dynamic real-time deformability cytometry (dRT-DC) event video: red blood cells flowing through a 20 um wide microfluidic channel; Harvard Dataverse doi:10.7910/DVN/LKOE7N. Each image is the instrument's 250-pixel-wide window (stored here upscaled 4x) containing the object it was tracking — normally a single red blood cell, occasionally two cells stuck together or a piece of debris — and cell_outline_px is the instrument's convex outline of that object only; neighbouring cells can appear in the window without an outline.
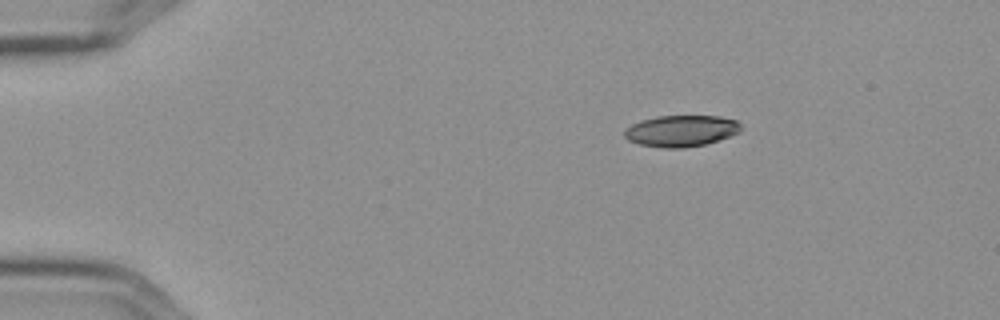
{"species": "Egyptian fruit bat (a non-hibernating species)", "species_latin": "Rousettus aegyptiacus", "temperature_condition": "cold", "stored_images_in_passage": 3, "camera_frame_rate_fps": 3000, "um_per_image_px": 0.085, "frame": {"image": 1, "passage_image": 1, "time_ms": 0.0, "image_size_px": [1000, 320], "cell_outline_px": [[740, 132], [704, 144], [684, 148], [664, 148], [640, 144], [628, 140], [624, 136], [624, 132], [632, 124], [640, 120], [656, 116], [720, 116], [736, 120], [740, 124]], "centroid_in_image_um": [57.88, 11.12], "position_along_channel_um": 27.1, "area_um2": 21.1}}